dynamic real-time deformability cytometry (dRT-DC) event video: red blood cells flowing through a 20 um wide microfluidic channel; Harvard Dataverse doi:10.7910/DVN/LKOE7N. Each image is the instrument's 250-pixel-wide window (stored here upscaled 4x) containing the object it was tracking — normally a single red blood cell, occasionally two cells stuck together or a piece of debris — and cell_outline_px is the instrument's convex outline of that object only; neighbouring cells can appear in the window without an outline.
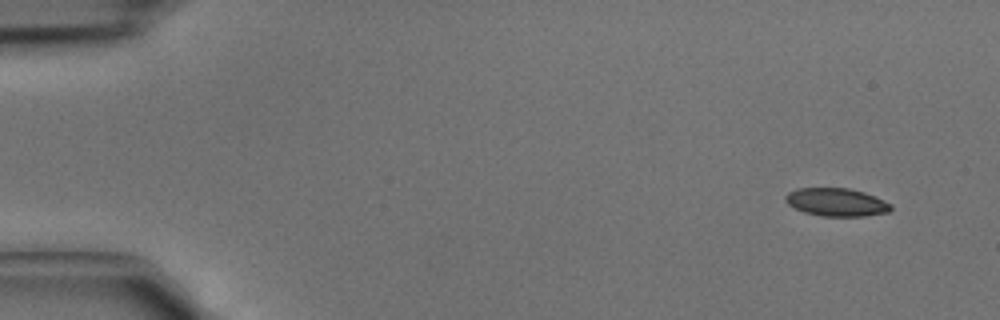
{"species": "common noctule bat (a hibernating species)", "species_latin": "Nyctalus noctula", "temperature_condition": "cold", "stored_images_in_passage": 4, "camera_frame_rate_fps": 3000, "um_per_image_px": 0.085, "animal": {"sex": "male", "body_mass_g": 15.6}, "frame": {"image": 1, "passage_image": 1, "time_ms": 0.0, "image_size_px": [1000, 320], "cell_outline_px": [[892, 208], [888, 212], [864, 216], [820, 216], [804, 212], [788, 204], [784, 200], [784, 196], [788, 192], [796, 188], [848, 188], [864, 192], [884, 200], [892, 204]], "centroid_in_image_um": [71.08, 17.18], "position_along_channel_um": 13.9, "area_um2": 17.28}}
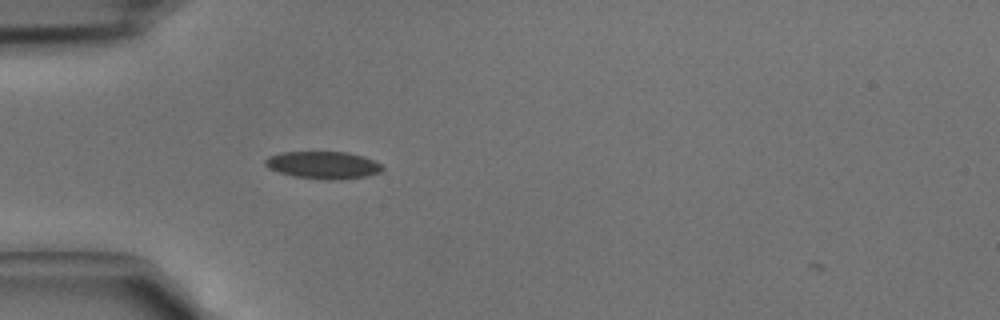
{"frame": {"image": 2, "passage_image": 4, "time_ms": 1.0, "image_size_px": [1000, 320], "cell_outline_px": [[384, 168], [380, 172], [368, 176], [292, 176], [268, 168], [264, 164], [264, 160], [268, 156], [280, 152], [348, 152], [364, 156], [380, 164]], "centroid_in_image_um": [27.41, 13.95], "position_along_channel_um": 57.6, "area_um2": 17.57}}